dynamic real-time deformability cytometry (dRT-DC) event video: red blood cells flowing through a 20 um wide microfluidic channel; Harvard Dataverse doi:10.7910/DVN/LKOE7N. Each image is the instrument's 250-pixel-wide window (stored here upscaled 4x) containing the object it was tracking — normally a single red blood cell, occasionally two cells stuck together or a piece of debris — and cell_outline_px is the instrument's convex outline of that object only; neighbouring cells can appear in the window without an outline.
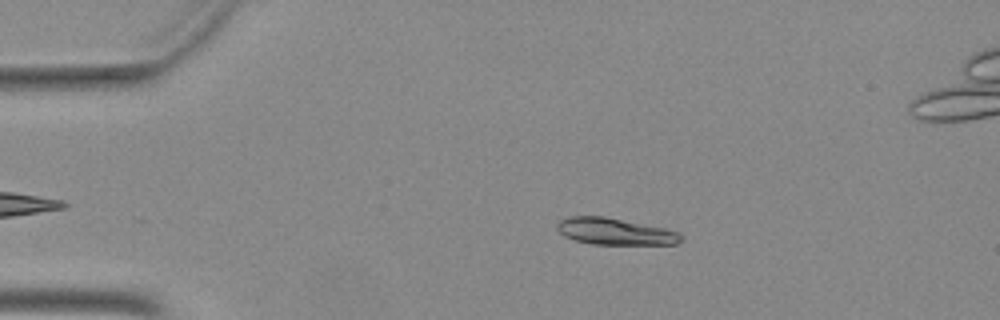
{"species": "Egyptian fruit bat (a non-hibernating species)", "species_latin": "Rousettus aegyptiacus", "temperature_condition": "warm", "stored_images_in_passage": 42, "camera_frame_rate_fps": 3000, "um_per_image_px": 0.085, "animal": {"sex": "female"}, "frame": {"image": 1, "passage_image": 8, "time_ms": 2.333, "image_size_px": [1000, 320], "cell_outline_px": [[684, 240], [676, 244], [592, 244], [576, 240], [564, 236], [556, 228], [556, 224], [560, 220], [568, 216], [604, 216], [664, 228], [676, 232], [684, 236]], "centroid_in_image_um": [52.26, 19.67], "position_along_channel_um": 32.7, "area_um2": 19.19}}
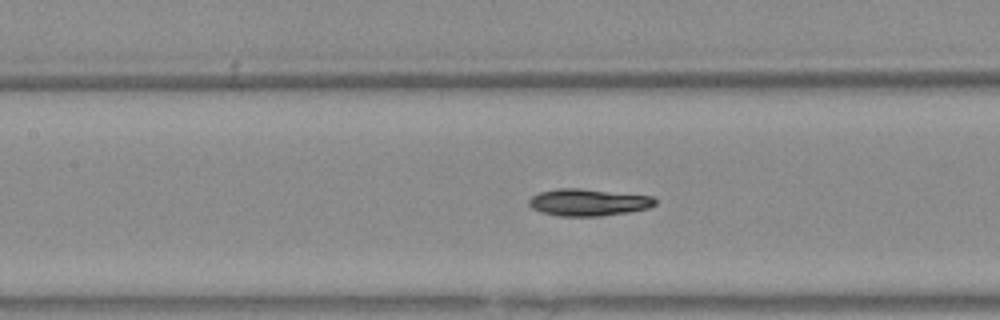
{"frame": {"image": 2, "passage_image": 21, "time_ms": 6.667, "image_size_px": [1000, 320], "cell_outline_px": [[656, 204], [648, 208], [628, 212], [600, 216], [560, 216], [540, 212], [532, 208], [528, 204], [528, 200], [532, 196], [540, 192], [556, 188], [580, 188], [652, 196], [656, 200]], "centroid_in_image_um": [49.98, 17.19], "position_along_channel_um": 157.4, "area_um2": 19.88}}
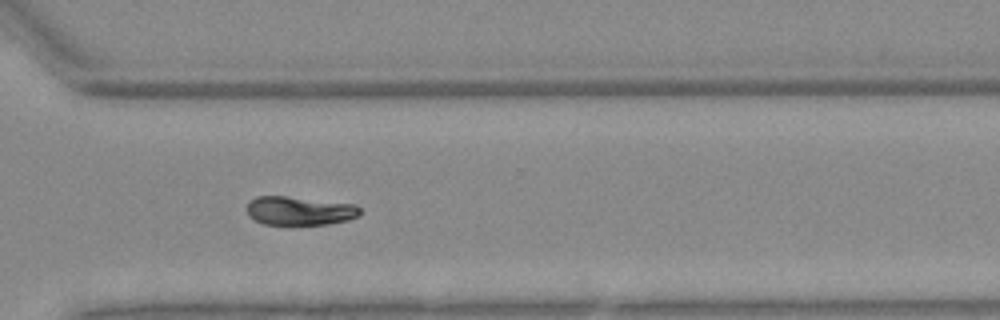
{"frame": {"image": 3, "passage_image": 35, "time_ms": 11.333, "image_size_px": [1000, 320], "cell_outline_px": [[360, 216], [348, 220], [328, 224], [264, 224], [248, 216], [248, 204], [256, 196], [284, 196], [356, 204], [360, 208]], "centroid_in_image_um": [25.5, 17.91], "position_along_channel_um": 345.1, "area_um2": 18.79}}